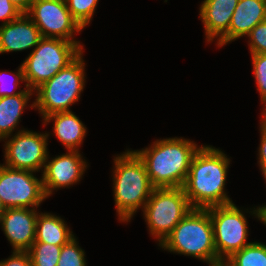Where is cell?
<instances>
[{"label":"cell","instance_id":"obj_1","mask_svg":"<svg viewBox=\"0 0 266 266\" xmlns=\"http://www.w3.org/2000/svg\"><path fill=\"white\" fill-rule=\"evenodd\" d=\"M230 160L214 147L201 146L192 158L188 176L183 185L193 209H207L232 203L224 193Z\"/></svg>","mask_w":266,"mask_h":266},{"label":"cell","instance_id":"obj_2","mask_svg":"<svg viewBox=\"0 0 266 266\" xmlns=\"http://www.w3.org/2000/svg\"><path fill=\"white\" fill-rule=\"evenodd\" d=\"M199 150L182 138L158 140L151 148L134 151L143 161L154 188L183 187L193 156Z\"/></svg>","mask_w":266,"mask_h":266},{"label":"cell","instance_id":"obj_3","mask_svg":"<svg viewBox=\"0 0 266 266\" xmlns=\"http://www.w3.org/2000/svg\"><path fill=\"white\" fill-rule=\"evenodd\" d=\"M82 49L79 41L43 37L14 75L13 86L19 85L20 80L27 82L28 89L38 88L70 64Z\"/></svg>","mask_w":266,"mask_h":266},{"label":"cell","instance_id":"obj_4","mask_svg":"<svg viewBox=\"0 0 266 266\" xmlns=\"http://www.w3.org/2000/svg\"><path fill=\"white\" fill-rule=\"evenodd\" d=\"M114 199L120 221H128L140 206L144 208L154 189L143 161L134 151L114 159Z\"/></svg>","mask_w":266,"mask_h":266},{"label":"cell","instance_id":"obj_5","mask_svg":"<svg viewBox=\"0 0 266 266\" xmlns=\"http://www.w3.org/2000/svg\"><path fill=\"white\" fill-rule=\"evenodd\" d=\"M160 245L170 252L194 256L217 266L213 226L207 209H192Z\"/></svg>","mask_w":266,"mask_h":266},{"label":"cell","instance_id":"obj_6","mask_svg":"<svg viewBox=\"0 0 266 266\" xmlns=\"http://www.w3.org/2000/svg\"><path fill=\"white\" fill-rule=\"evenodd\" d=\"M82 52L65 68L35 90L37 98L31 108L37 107L43 118L55 112L70 111V105L80 98L84 87Z\"/></svg>","mask_w":266,"mask_h":266},{"label":"cell","instance_id":"obj_7","mask_svg":"<svg viewBox=\"0 0 266 266\" xmlns=\"http://www.w3.org/2000/svg\"><path fill=\"white\" fill-rule=\"evenodd\" d=\"M192 209L183 187H177L154 188L143 211L150 232L161 244Z\"/></svg>","mask_w":266,"mask_h":266},{"label":"cell","instance_id":"obj_8","mask_svg":"<svg viewBox=\"0 0 266 266\" xmlns=\"http://www.w3.org/2000/svg\"><path fill=\"white\" fill-rule=\"evenodd\" d=\"M207 210L213 226L217 266H222L224 260L251 243H246L247 220L233 203L213 206Z\"/></svg>","mask_w":266,"mask_h":266},{"label":"cell","instance_id":"obj_9","mask_svg":"<svg viewBox=\"0 0 266 266\" xmlns=\"http://www.w3.org/2000/svg\"><path fill=\"white\" fill-rule=\"evenodd\" d=\"M45 198L43 181L32 171L0 165V200L5 209L38 207Z\"/></svg>","mask_w":266,"mask_h":266},{"label":"cell","instance_id":"obj_10","mask_svg":"<svg viewBox=\"0 0 266 266\" xmlns=\"http://www.w3.org/2000/svg\"><path fill=\"white\" fill-rule=\"evenodd\" d=\"M26 14L45 38L77 42L71 39L72 35L83 29L72 17L65 0H33Z\"/></svg>","mask_w":266,"mask_h":266},{"label":"cell","instance_id":"obj_11","mask_svg":"<svg viewBox=\"0 0 266 266\" xmlns=\"http://www.w3.org/2000/svg\"><path fill=\"white\" fill-rule=\"evenodd\" d=\"M48 135L20 130L5 144V166L32 172L45 167Z\"/></svg>","mask_w":266,"mask_h":266},{"label":"cell","instance_id":"obj_12","mask_svg":"<svg viewBox=\"0 0 266 266\" xmlns=\"http://www.w3.org/2000/svg\"><path fill=\"white\" fill-rule=\"evenodd\" d=\"M85 163L78 151H69L46 163L42 174L46 197L50 196L53 189L67 187L79 181L85 171Z\"/></svg>","mask_w":266,"mask_h":266},{"label":"cell","instance_id":"obj_13","mask_svg":"<svg viewBox=\"0 0 266 266\" xmlns=\"http://www.w3.org/2000/svg\"><path fill=\"white\" fill-rule=\"evenodd\" d=\"M38 213L35 208H7L2 220L3 231L14 251H28L35 241Z\"/></svg>","mask_w":266,"mask_h":266},{"label":"cell","instance_id":"obj_14","mask_svg":"<svg viewBox=\"0 0 266 266\" xmlns=\"http://www.w3.org/2000/svg\"><path fill=\"white\" fill-rule=\"evenodd\" d=\"M42 38L32 19L22 13L17 19L0 26V53L36 47Z\"/></svg>","mask_w":266,"mask_h":266},{"label":"cell","instance_id":"obj_15","mask_svg":"<svg viewBox=\"0 0 266 266\" xmlns=\"http://www.w3.org/2000/svg\"><path fill=\"white\" fill-rule=\"evenodd\" d=\"M266 20V0H239L232 15L229 30L218 40L222 46L243 35H248L258 24Z\"/></svg>","mask_w":266,"mask_h":266},{"label":"cell","instance_id":"obj_16","mask_svg":"<svg viewBox=\"0 0 266 266\" xmlns=\"http://www.w3.org/2000/svg\"><path fill=\"white\" fill-rule=\"evenodd\" d=\"M239 0H204L200 7V18L204 23L207 41L220 39L228 30L232 15Z\"/></svg>","mask_w":266,"mask_h":266},{"label":"cell","instance_id":"obj_17","mask_svg":"<svg viewBox=\"0 0 266 266\" xmlns=\"http://www.w3.org/2000/svg\"><path fill=\"white\" fill-rule=\"evenodd\" d=\"M54 121V133L68 151H78L86 134V127L71 111L55 112L44 117V122Z\"/></svg>","mask_w":266,"mask_h":266},{"label":"cell","instance_id":"obj_18","mask_svg":"<svg viewBox=\"0 0 266 266\" xmlns=\"http://www.w3.org/2000/svg\"><path fill=\"white\" fill-rule=\"evenodd\" d=\"M60 217L48 213L38 214L36 222V237L34 242L65 245L74 235Z\"/></svg>","mask_w":266,"mask_h":266},{"label":"cell","instance_id":"obj_19","mask_svg":"<svg viewBox=\"0 0 266 266\" xmlns=\"http://www.w3.org/2000/svg\"><path fill=\"white\" fill-rule=\"evenodd\" d=\"M32 93L0 97V140L8 138L19 122Z\"/></svg>","mask_w":266,"mask_h":266},{"label":"cell","instance_id":"obj_20","mask_svg":"<svg viewBox=\"0 0 266 266\" xmlns=\"http://www.w3.org/2000/svg\"><path fill=\"white\" fill-rule=\"evenodd\" d=\"M227 261L222 266H266V245L252 242L234 253Z\"/></svg>","mask_w":266,"mask_h":266},{"label":"cell","instance_id":"obj_21","mask_svg":"<svg viewBox=\"0 0 266 266\" xmlns=\"http://www.w3.org/2000/svg\"><path fill=\"white\" fill-rule=\"evenodd\" d=\"M62 246L33 242L28 250L32 266H57Z\"/></svg>","mask_w":266,"mask_h":266},{"label":"cell","instance_id":"obj_22","mask_svg":"<svg viewBox=\"0 0 266 266\" xmlns=\"http://www.w3.org/2000/svg\"><path fill=\"white\" fill-rule=\"evenodd\" d=\"M65 2L72 17L84 28L90 23L98 0H65Z\"/></svg>","mask_w":266,"mask_h":266},{"label":"cell","instance_id":"obj_23","mask_svg":"<svg viewBox=\"0 0 266 266\" xmlns=\"http://www.w3.org/2000/svg\"><path fill=\"white\" fill-rule=\"evenodd\" d=\"M77 245L75 237L62 245L57 266H86L85 253Z\"/></svg>","mask_w":266,"mask_h":266},{"label":"cell","instance_id":"obj_24","mask_svg":"<svg viewBox=\"0 0 266 266\" xmlns=\"http://www.w3.org/2000/svg\"><path fill=\"white\" fill-rule=\"evenodd\" d=\"M253 70L261 100L266 105V53L252 54Z\"/></svg>","mask_w":266,"mask_h":266},{"label":"cell","instance_id":"obj_25","mask_svg":"<svg viewBox=\"0 0 266 266\" xmlns=\"http://www.w3.org/2000/svg\"><path fill=\"white\" fill-rule=\"evenodd\" d=\"M251 54L266 53V20L258 23L248 34Z\"/></svg>","mask_w":266,"mask_h":266},{"label":"cell","instance_id":"obj_26","mask_svg":"<svg viewBox=\"0 0 266 266\" xmlns=\"http://www.w3.org/2000/svg\"><path fill=\"white\" fill-rule=\"evenodd\" d=\"M21 14L10 0H0V19L4 20L3 25L17 19Z\"/></svg>","mask_w":266,"mask_h":266},{"label":"cell","instance_id":"obj_27","mask_svg":"<svg viewBox=\"0 0 266 266\" xmlns=\"http://www.w3.org/2000/svg\"><path fill=\"white\" fill-rule=\"evenodd\" d=\"M0 266H32L28 251H13V255L4 261H0Z\"/></svg>","mask_w":266,"mask_h":266},{"label":"cell","instance_id":"obj_28","mask_svg":"<svg viewBox=\"0 0 266 266\" xmlns=\"http://www.w3.org/2000/svg\"><path fill=\"white\" fill-rule=\"evenodd\" d=\"M3 73V74H2ZM4 76V72H0V79H2V80H0L1 82H3V83H1V86H0V97H5V96H14V95H17V94H20V93H32V91L33 90H31V89H25V90H21V91H18V92H15V90H14V92L12 91V89H11V87L12 86H9V85H11L10 83H8V82H10V81H6V78L5 77H3ZM6 76V75H5ZM2 77V78H1ZM7 86H8V88H7Z\"/></svg>","mask_w":266,"mask_h":266},{"label":"cell","instance_id":"obj_29","mask_svg":"<svg viewBox=\"0 0 266 266\" xmlns=\"http://www.w3.org/2000/svg\"><path fill=\"white\" fill-rule=\"evenodd\" d=\"M261 144L259 147V164H266V124L261 123Z\"/></svg>","mask_w":266,"mask_h":266},{"label":"cell","instance_id":"obj_30","mask_svg":"<svg viewBox=\"0 0 266 266\" xmlns=\"http://www.w3.org/2000/svg\"><path fill=\"white\" fill-rule=\"evenodd\" d=\"M33 0H10V2L22 13H27Z\"/></svg>","mask_w":266,"mask_h":266},{"label":"cell","instance_id":"obj_31","mask_svg":"<svg viewBox=\"0 0 266 266\" xmlns=\"http://www.w3.org/2000/svg\"><path fill=\"white\" fill-rule=\"evenodd\" d=\"M253 214L259 218L264 224H266V205L258 207L253 211Z\"/></svg>","mask_w":266,"mask_h":266},{"label":"cell","instance_id":"obj_32","mask_svg":"<svg viewBox=\"0 0 266 266\" xmlns=\"http://www.w3.org/2000/svg\"><path fill=\"white\" fill-rule=\"evenodd\" d=\"M4 210H5V208H4V206H3V204H2V202L0 200V222L2 220V216H3Z\"/></svg>","mask_w":266,"mask_h":266},{"label":"cell","instance_id":"obj_33","mask_svg":"<svg viewBox=\"0 0 266 266\" xmlns=\"http://www.w3.org/2000/svg\"><path fill=\"white\" fill-rule=\"evenodd\" d=\"M260 166H261V169H262V172H263V176H264V178L266 180V164H260Z\"/></svg>","mask_w":266,"mask_h":266},{"label":"cell","instance_id":"obj_34","mask_svg":"<svg viewBox=\"0 0 266 266\" xmlns=\"http://www.w3.org/2000/svg\"><path fill=\"white\" fill-rule=\"evenodd\" d=\"M263 123L266 124V108L263 110Z\"/></svg>","mask_w":266,"mask_h":266}]
</instances>
